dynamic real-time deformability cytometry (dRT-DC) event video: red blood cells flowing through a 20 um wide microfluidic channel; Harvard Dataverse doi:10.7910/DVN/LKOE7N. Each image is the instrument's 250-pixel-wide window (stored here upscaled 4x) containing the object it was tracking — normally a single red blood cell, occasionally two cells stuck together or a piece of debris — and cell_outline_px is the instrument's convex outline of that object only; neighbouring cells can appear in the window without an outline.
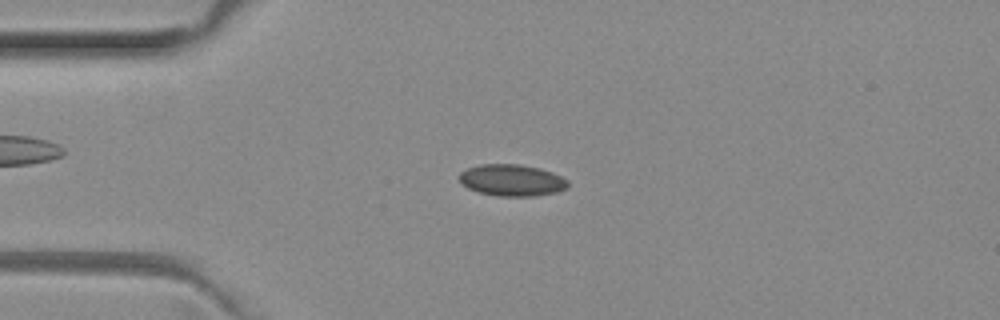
{"species": "common noctule bat (a hibernating species)", "species_latin": "Nyctalus noctula", "temperature_condition": "room temperature", "stored_images_in_passage": 52, "camera_frame_rate_fps": 3000, "um_per_image_px": 0.085, "animal": {"sex": "female", "body_mass_g": 29.2, "forearm_length_mm": 56.3}, "frame": {"image": 1, "passage_image": 12, "time_ms": 3.667, "image_size_px": [1000, 320], "cell_outline_px": [[568, 188], [556, 192], [532, 196], [500, 196], [480, 192], [468, 188], [460, 180], [460, 172], [468, 168], [480, 164], [520, 164], [540, 168], [552, 172], [568, 180]], "centroid_in_image_um": [43.54, 15.31], "position_along_channel_um": 41.5, "area_um2": 19.88}}
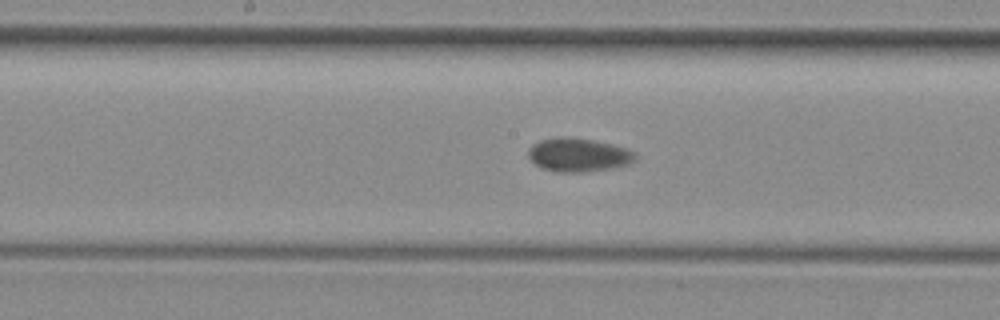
{"frame": {"image": 2, "passage_image": 26, "time_ms": 8.333, "image_size_px": [1000, 320], "cell_outline_px": [[636, 156], [628, 164], [612, 168], [584, 172], [556, 172], [540, 168], [528, 156], [528, 148], [532, 144], [540, 140], [560, 136], [568, 136], [592, 140], [612, 144], [636, 152]], "centroid_in_image_um": [49.12, 13.16], "position_along_channel_um": 199.1, "area_um2": 20.98}}
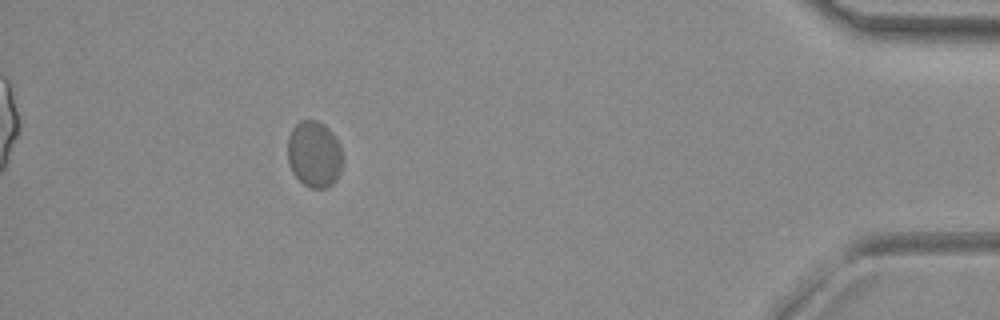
{"frame": {"image": 3, "passage_image": 47, "time_ms": 15.333, "image_size_px": [1000, 320], "cell_outline_px": [[344, 160], [340, 172], [336, 180], [332, 184], [324, 188], [312, 188], [304, 184], [292, 172], [288, 164], [288, 136], [292, 128], [300, 120], [316, 120], [324, 124], [332, 132], [340, 144], [344, 156]], "centroid_in_image_um": [26.73, 13.09], "position_along_channel_um": 408.5, "area_um2": 21.62}, "authors_computed_cell_mechanics": {"area_um2": 20.2011, "velocity_mm_per_s": 3.8717, "shape_relaxation_time_tau1_ms": 3.0984, "shape_relaxation_time_tau2_ms": null, "deformation_change_tau1": 0.0516, "deformation_change_tau2": null}}